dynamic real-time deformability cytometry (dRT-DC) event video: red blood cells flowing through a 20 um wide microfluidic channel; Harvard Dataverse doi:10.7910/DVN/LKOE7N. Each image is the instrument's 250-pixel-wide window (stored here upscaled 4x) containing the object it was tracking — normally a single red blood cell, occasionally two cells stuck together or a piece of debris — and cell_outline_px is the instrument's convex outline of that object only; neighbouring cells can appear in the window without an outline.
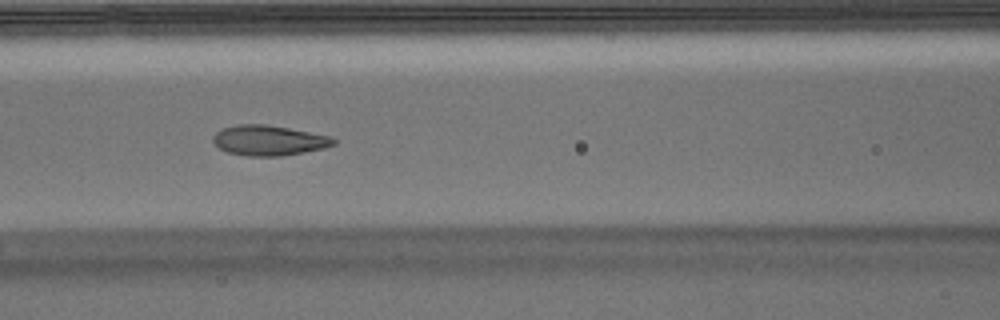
{"species": "Egyptian fruit bat (a non-hibernating species)", "species_latin": "Rousettus aegyptiacus", "temperature_condition": "warm", "stored_images_in_passage": 52, "camera_frame_rate_fps": 3000, "um_per_image_px": 0.085, "animal": {"sex": "male"}, "frame": {"image": 1, "passage_image": 21, "time_ms": 6.667, "image_size_px": [1000, 320], "cell_outline_px": [[336, 144], [324, 148], [304, 152], [280, 156], [248, 156], [228, 152], [220, 148], [212, 140], [212, 136], [216, 132], [224, 128], [236, 124], [264, 124], [288, 128], [332, 136], [336, 140]], "centroid_in_image_um": [22.86, 11.93], "position_along_channel_um": 143.7, "area_um2": 21.15}}
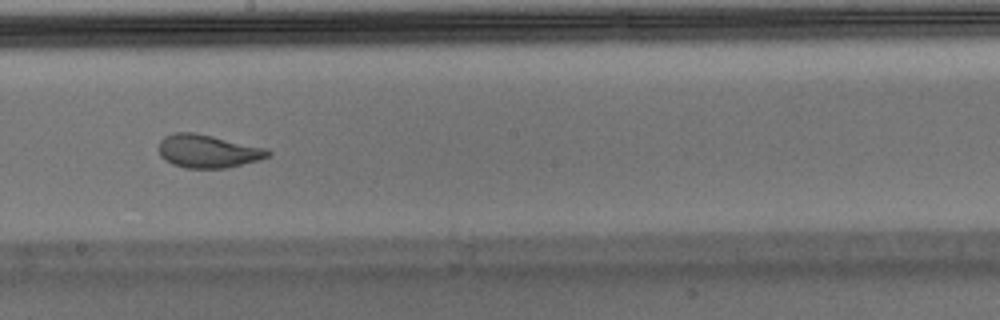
{"frame": {"image": 2, "passage_image": 28, "time_ms": 9.0, "image_size_px": [1000, 320], "cell_outline_px": [[272, 152], [268, 156], [260, 160], [228, 168], [184, 168], [172, 164], [164, 160], [160, 156], [156, 148], [160, 140], [164, 136], [172, 132], [196, 132], [268, 148]], "centroid_in_image_um": [17.64, 12.84], "position_along_channel_um": 230.6, "area_um2": 21.68}}
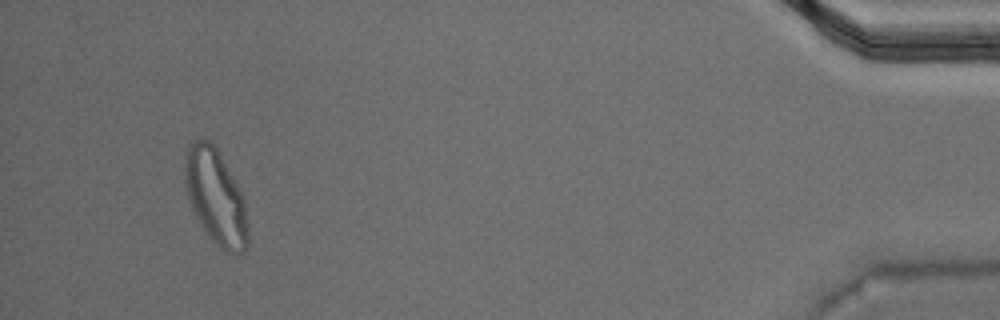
{"frame": {"image": 3, "passage_image": 49, "time_ms": 16.0, "image_size_px": [1000, 320], "cell_outline_px": [[248, 248], [244, 252], [236, 256], [224, 252], [208, 236], [200, 224], [188, 200], [184, 180], [184, 164], [188, 144], [200, 136], [204, 136], [220, 152], [244, 196], [248, 236]], "centroid_in_image_um": [18.33, 16.74], "position_along_channel_um": 416.9, "area_um2": 35.72}, "authors_computed_cell_mechanics": {"area_um2": 21.4727, "velocity_mm_per_s": 3.7275, "shape_relaxation_time_tau1_ms": 5.2148, "shape_relaxation_time_tau2_ms": 0.9052, "deformation_change_tau1": 0.1897, "deformation_change_tau2": 0.0598}}